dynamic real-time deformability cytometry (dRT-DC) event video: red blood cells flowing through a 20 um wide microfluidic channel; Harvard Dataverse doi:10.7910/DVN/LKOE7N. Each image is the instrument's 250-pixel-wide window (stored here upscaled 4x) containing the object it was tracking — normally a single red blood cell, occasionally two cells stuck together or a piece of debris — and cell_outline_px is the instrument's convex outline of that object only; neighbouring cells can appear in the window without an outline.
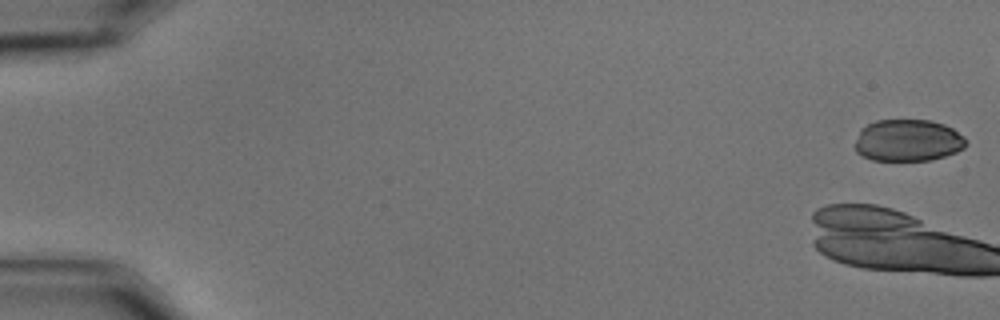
{"species": "common noctule bat (a hibernating species)", "species_latin": "Nyctalus noctula", "temperature_condition": "cold", "stored_images_in_passage": 13, "camera_frame_rate_fps": 3000, "um_per_image_px": 0.085, "animal": {"sex": "male", "body_mass_g": 15.6}, "frame": {"image": 1, "passage_image": 1, "time_ms": 0.0, "image_size_px": [1000, 320], "cell_outline_px": [[968, 144], [964, 148], [956, 152], [932, 160], [872, 160], [856, 152], [856, 140], [860, 128], [876, 120], [932, 120], [944, 124], [952, 128], [964, 136], [968, 140]], "centroid_in_image_um": [77.2, 11.93], "position_along_channel_um": 7.8, "area_um2": 27.28}}